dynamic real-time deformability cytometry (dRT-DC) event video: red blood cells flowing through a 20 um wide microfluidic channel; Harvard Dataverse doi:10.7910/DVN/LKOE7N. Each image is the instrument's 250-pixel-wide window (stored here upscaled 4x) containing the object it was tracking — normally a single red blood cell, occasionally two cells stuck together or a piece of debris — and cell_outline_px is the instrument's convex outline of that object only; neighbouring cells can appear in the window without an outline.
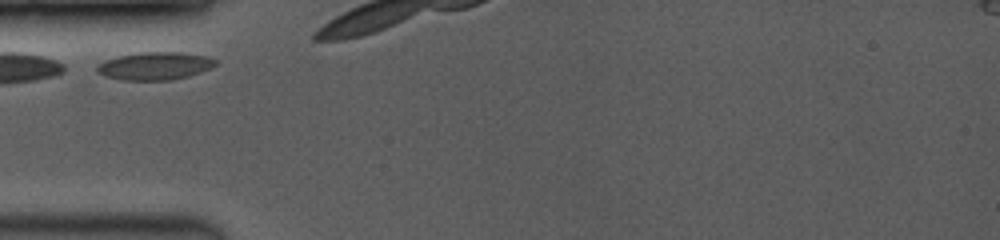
{"species": "common noctule bat (a hibernating species)", "species_latin": "Nyctalus noctula", "temperature_condition": "room temperature", "stored_images_in_passage": 3, "camera_frame_rate_fps": 3500, "um_per_image_px": 0.085, "animal": {"sex": "female", "body_mass_g": 19.0, "forearm_length_mm": 53.3}, "frame": {"image": 1, "passage_image": 1, "time_ms": 0.0, "image_size_px": [1000, 240], "cell_outline_px": [[220, 60], [212, 68], [188, 76], [172, 80], [120, 80], [104, 76], [96, 72], [96, 64], [104, 60], [120, 56], [140, 52], [180, 52], [204, 56]], "centroid_in_image_um": [13.14, 5.61], "position_along_channel_um": 71.9, "area_um2": 19.36}}